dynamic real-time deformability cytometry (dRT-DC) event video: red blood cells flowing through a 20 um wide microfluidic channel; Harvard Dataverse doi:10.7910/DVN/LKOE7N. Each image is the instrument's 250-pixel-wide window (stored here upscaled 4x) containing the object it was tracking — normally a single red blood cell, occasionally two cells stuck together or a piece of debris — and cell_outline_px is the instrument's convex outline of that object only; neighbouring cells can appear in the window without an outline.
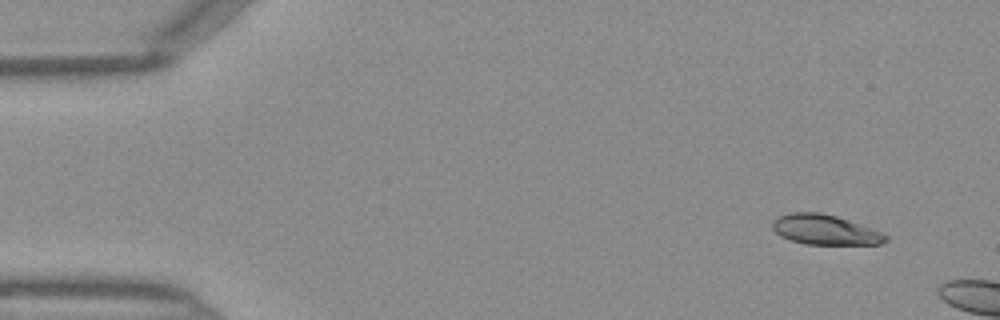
{"species": "Egyptian fruit bat (a non-hibernating species)", "species_latin": "Rousettus aegyptiacus", "temperature_condition": "warm", "stored_images_in_passage": 5, "camera_frame_rate_fps": 3000, "um_per_image_px": 0.085, "frame": {"image": 1, "passage_image": 1, "time_ms": 0.0, "image_size_px": [1000, 320], "cell_outline_px": [[888, 240], [880, 244], [804, 244], [780, 236], [772, 228], [772, 224], [776, 216], [788, 212], [820, 212], [836, 216], [880, 232], [888, 236]], "centroid_in_image_um": [70.06, 19.52], "position_along_channel_um": 14.9, "area_um2": 19.59}}